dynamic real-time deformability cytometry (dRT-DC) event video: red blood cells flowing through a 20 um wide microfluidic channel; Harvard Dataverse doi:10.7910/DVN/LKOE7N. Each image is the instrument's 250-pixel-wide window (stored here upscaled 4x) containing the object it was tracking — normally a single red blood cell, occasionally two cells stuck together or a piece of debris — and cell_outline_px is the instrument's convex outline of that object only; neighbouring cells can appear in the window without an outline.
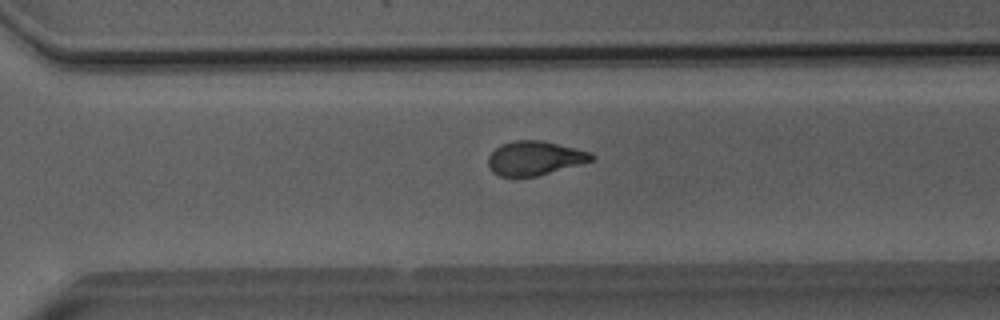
{"species": "Egyptian fruit bat (a non-hibernating species)", "species_latin": "Rousettus aegyptiacus", "temperature_condition": "room temperature", "stored_images_in_passage": 46, "camera_frame_rate_fps": 3000, "um_per_image_px": 0.085, "animal": {"sex": "male"}, "frame": {"image": 1, "passage_image": 31, "time_ms": 10.0, "image_size_px": [1000, 320], "cell_outline_px": [[596, 156], [592, 160], [536, 176], [500, 176], [492, 172], [488, 164], [488, 156], [500, 144], [516, 140], [540, 140], [592, 152]], "centroid_in_image_um": [45.42, 13.43], "position_along_channel_um": 325.2, "area_um2": 20.23}}
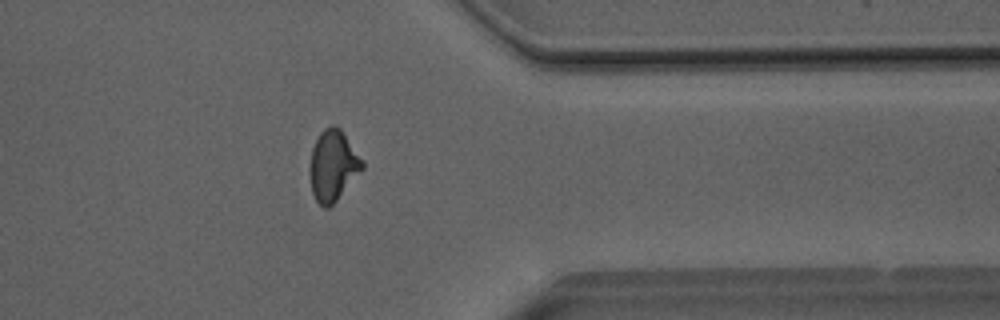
{"frame": {"image": 2, "passage_image": 36, "time_ms": 11.667, "image_size_px": [1000, 320], "cell_outline_px": [[364, 168], [336, 200], [328, 208], [324, 208], [316, 200], [312, 192], [312, 148], [320, 132], [324, 128], [332, 124], [340, 128], [364, 160]], "centroid_in_image_um": [28.35, 14.04], "position_along_channel_um": 383.0, "area_um2": 21.1}}
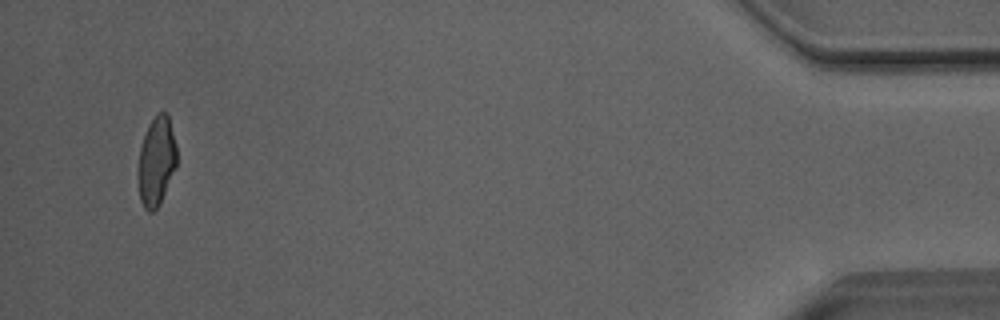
{"frame": {"image": 3, "passage_image": 44, "time_ms": 14.333, "image_size_px": [1000, 320], "cell_outline_px": [[176, 168], [160, 204], [152, 212], [148, 212], [144, 208], [140, 200], [140, 148], [148, 124], [160, 112], [164, 112], [168, 116], [176, 144]], "centroid_in_image_um": [13.33, 13.72], "position_along_channel_um": 421.9, "area_um2": 19.48}, "authors_computed_cell_mechanics": {"area_um2": 21.097, "velocity_mm_per_s": 4.0611, "shape_relaxation_time_tau1_ms": 5.8513, "shape_relaxation_time_tau2_ms": 2.1663, "deformation_change_tau1": 0.1873, "deformation_change_tau2": 0.0888}}